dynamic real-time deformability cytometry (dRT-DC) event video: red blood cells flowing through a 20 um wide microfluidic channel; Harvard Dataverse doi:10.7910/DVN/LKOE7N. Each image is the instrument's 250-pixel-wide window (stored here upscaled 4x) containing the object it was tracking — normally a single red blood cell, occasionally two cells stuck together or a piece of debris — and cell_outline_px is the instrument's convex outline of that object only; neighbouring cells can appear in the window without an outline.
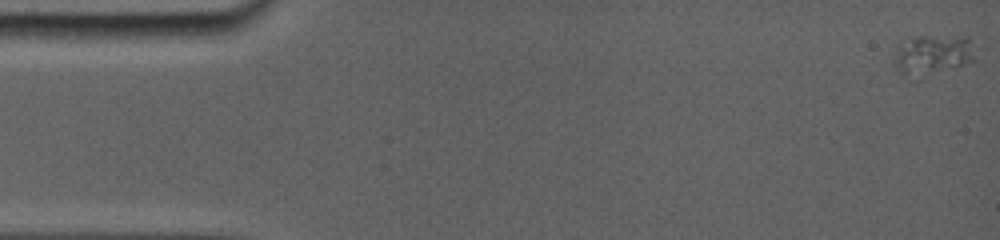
{"species": "common noctule bat (a hibernating species)", "species_latin": "Nyctalus noctula", "temperature_condition": "room temperature", "stored_images_in_passage": 68, "camera_frame_rate_fps": 5000, "um_per_image_px": 0.085, "animal": {"sex": "female", "body_mass_g": 19.0, "forearm_length_mm": 56.7}, "frame": {"image": 1, "passage_image": 1, "time_ms": 0.0, "image_size_px": [1000, 240], "cell_outline_px": [[984, 48], [976, 60], [920, 80], [916, 80], [900, 72], [896, 68], [892, 52], [900, 44], [912, 36], [984, 36]], "centroid_in_image_um": [79.54, 4.62], "position_along_channel_um": 5.5, "area_um2": 21.33}}
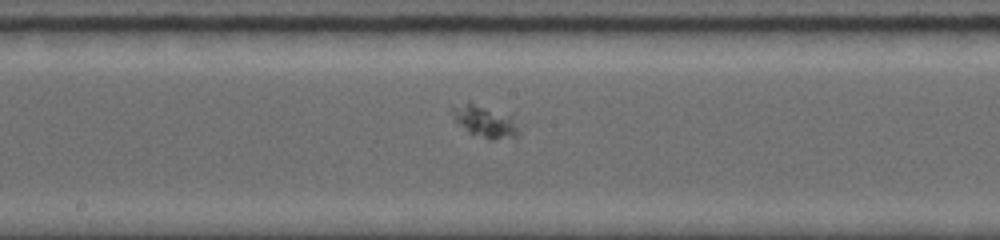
{"frame": {"image": 2, "passage_image": 29, "time_ms": 9.0, "image_size_px": [1000, 240], "cell_outline_px": [[516, 136], [492, 140], [472, 132], [456, 120], [452, 112], [452, 108], [468, 100], [512, 116], [516, 132]], "centroid_in_image_um": [41.19, 10.26], "position_along_channel_um": 207.0, "area_um2": 11.56}}
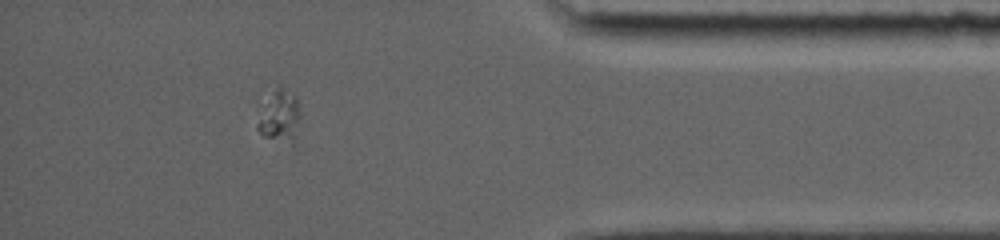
{"frame": {"image": 3, "passage_image": 58, "time_ms": 15.0, "image_size_px": [1000, 240], "cell_outline_px": [[300, 116], [296, 140], [292, 144], [264, 136], [256, 128], [256, 100], [276, 88], [284, 88], [296, 96], [300, 104]], "centroid_in_image_um": [23.68, 9.81], "position_along_channel_um": 411.5, "area_um2": 14.22}}